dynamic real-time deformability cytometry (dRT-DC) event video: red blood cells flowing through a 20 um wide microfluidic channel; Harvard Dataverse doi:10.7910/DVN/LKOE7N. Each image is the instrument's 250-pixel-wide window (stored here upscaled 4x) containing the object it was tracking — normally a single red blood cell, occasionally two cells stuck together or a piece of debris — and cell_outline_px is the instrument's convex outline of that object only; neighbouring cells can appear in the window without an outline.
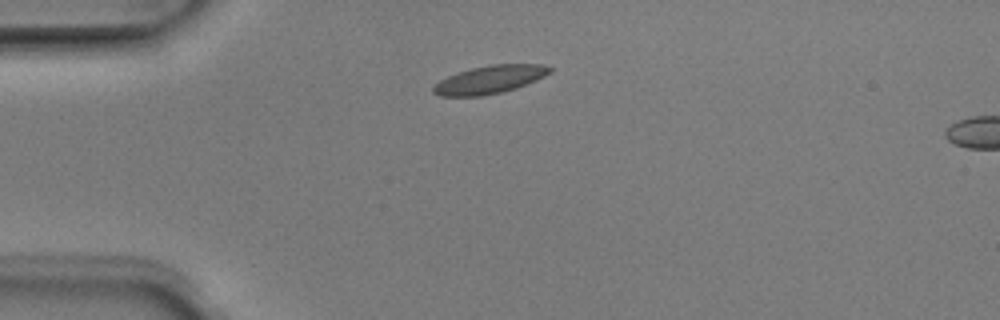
{"species": "Egyptian fruit bat (a non-hibernating species)", "species_latin": "Rousettus aegyptiacus", "temperature_condition": "room temperature", "stored_images_in_passage": 3, "camera_frame_rate_fps": 3000, "um_per_image_px": 0.085, "animal": {"sex": "male"}, "frame": {"image": 1, "passage_image": 2, "time_ms": 0.333, "image_size_px": [1000, 320], "cell_outline_px": [[552, 72], [536, 80], [516, 88], [500, 92], [480, 96], [440, 96], [432, 92], [432, 88], [440, 80], [456, 72], [472, 68], [492, 64], [544, 64], [552, 68]], "centroid_in_image_um": [41.63, 6.75], "position_along_channel_um": 43.4, "area_um2": 18.96}}